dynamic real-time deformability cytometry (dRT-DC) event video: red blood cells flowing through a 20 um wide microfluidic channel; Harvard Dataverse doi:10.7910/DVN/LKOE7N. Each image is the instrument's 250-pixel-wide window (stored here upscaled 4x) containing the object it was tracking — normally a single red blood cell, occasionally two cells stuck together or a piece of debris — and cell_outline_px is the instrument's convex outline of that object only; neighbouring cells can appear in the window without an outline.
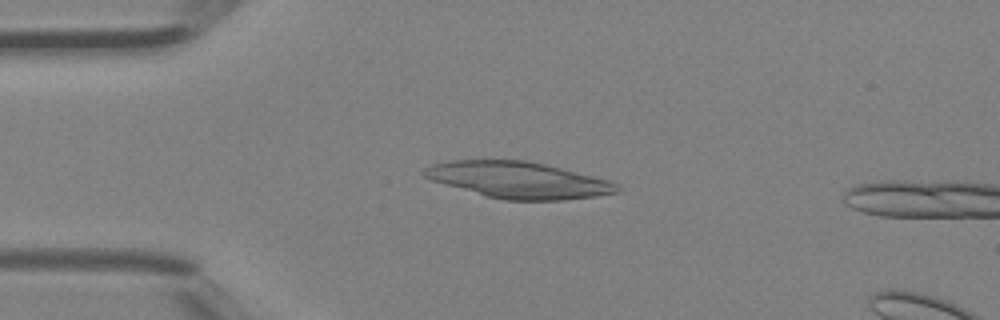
{"species": "Egyptian fruit bat (a non-hibernating species)", "species_latin": "Rousettus aegyptiacus", "temperature_condition": "room temperature", "stored_images_in_passage": 4, "camera_frame_rate_fps": 3000, "um_per_image_px": 0.085, "animal": {"sex": "female"}, "frame": {"image": 1, "passage_image": 3, "time_ms": 0.667, "image_size_px": [1000, 320], "cell_outline_px": [[620, 192], [596, 196], [560, 200], [504, 200], [488, 196], [444, 184], [432, 180], [424, 176], [420, 172], [424, 168], [432, 164], [448, 160], [528, 160], [608, 180], [616, 184], [620, 188]], "centroid_in_image_um": [44.03, 15.29], "position_along_channel_um": 41.0, "area_um2": 40.58}}